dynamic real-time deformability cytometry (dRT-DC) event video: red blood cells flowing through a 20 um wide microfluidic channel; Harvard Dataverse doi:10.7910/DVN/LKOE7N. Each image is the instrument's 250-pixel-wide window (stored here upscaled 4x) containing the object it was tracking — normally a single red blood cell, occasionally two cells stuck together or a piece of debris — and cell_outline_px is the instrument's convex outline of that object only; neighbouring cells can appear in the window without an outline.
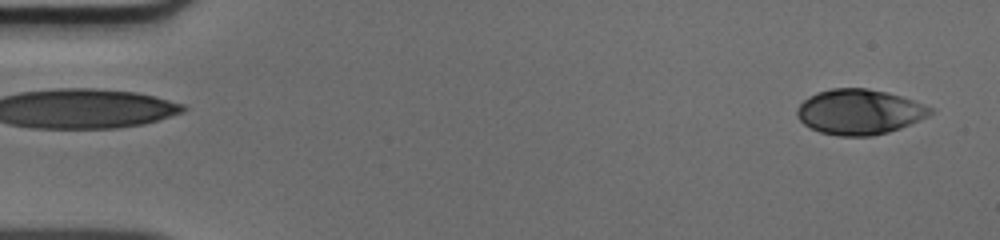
{"species": "human", "species_latin": "Homo sapiens", "temperature_condition": "cold", "stored_images_in_passage": 50, "camera_frame_rate_fps": 3000, "um_per_image_px": 0.085, "donor": {"sex": "male"}, "frame": {"image": 1, "passage_image": 2, "time_ms": 0.333, "image_size_px": [1000, 240], "cell_outline_px": [[932, 112], [928, 116], [900, 128], [888, 132], [872, 136], [840, 136], [820, 132], [804, 124], [796, 116], [796, 108], [808, 96], [816, 92], [832, 88], [868, 88], [900, 96], [912, 100], [932, 108]], "centroid_in_image_um": [73.0, 9.51], "position_along_channel_um": 12.0, "area_um2": 34.91}}
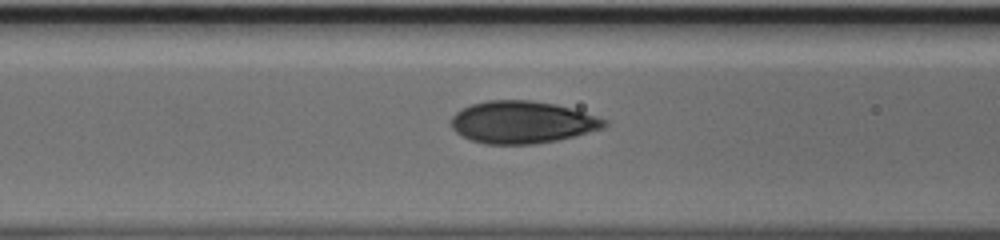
{"frame": {"image": 2, "passage_image": 20, "time_ms": 6.333, "image_size_px": [1000, 240], "cell_outline_px": [[608, 124], [604, 128], [556, 140], [536, 144], [484, 144], [460, 136], [452, 128], [452, 116], [456, 112], [472, 104], [488, 100], [528, 100], [556, 104], [584, 112], [608, 120]], "centroid_in_image_um": [44.38, 10.39], "position_along_channel_um": 122.2, "area_um2": 37.57}}
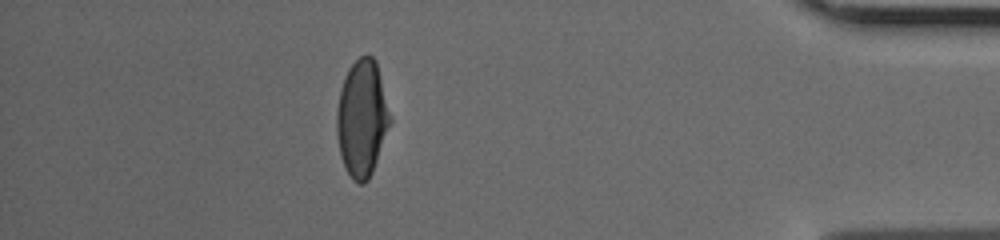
{"frame": {"image": 3, "passage_image": 44, "time_ms": 14.333, "image_size_px": [1000, 240], "cell_outline_px": [[392, 120], [372, 172], [368, 180], [364, 184], [360, 184], [352, 180], [340, 156], [336, 132], [336, 112], [340, 92], [344, 76], [348, 68], [360, 56], [372, 56], [376, 60]], "centroid_in_image_um": [30.76, 10.06], "position_along_channel_um": 404.4, "area_um2": 36.24}}